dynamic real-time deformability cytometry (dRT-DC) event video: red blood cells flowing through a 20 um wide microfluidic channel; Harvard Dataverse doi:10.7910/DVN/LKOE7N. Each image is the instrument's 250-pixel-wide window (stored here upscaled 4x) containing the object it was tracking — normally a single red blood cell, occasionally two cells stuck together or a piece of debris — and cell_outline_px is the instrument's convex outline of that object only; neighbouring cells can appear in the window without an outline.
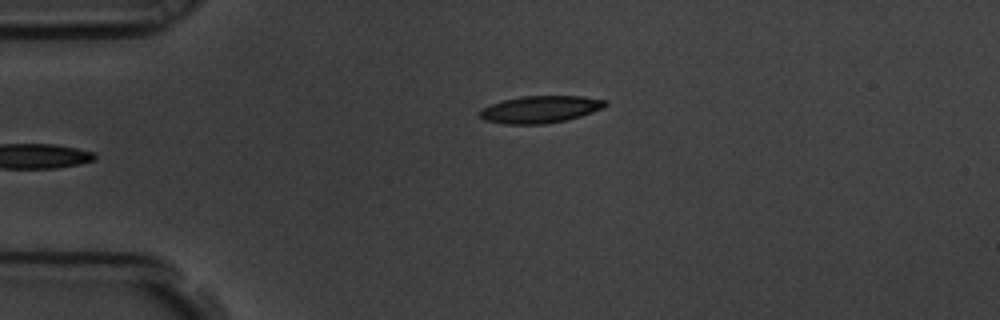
{"species": "common noctule bat (a hibernating species)", "species_latin": "Nyctalus noctula", "temperature_condition": "room temperature", "stored_images_in_passage": 5, "camera_frame_rate_fps": 3000, "um_per_image_px": 0.085, "animal": {"sex": "male", "body_mass_g": 19.5, "forearm_length_mm": 54.6}, "frame": {"image": 1, "passage_image": 5, "time_ms": 1.333, "image_size_px": [1000, 320], "cell_outline_px": [[608, 104], [604, 108], [580, 116], [564, 120], [540, 124], [504, 124], [484, 120], [476, 112], [480, 108], [504, 100], [520, 96], [584, 96], [604, 100]], "centroid_in_image_um": [45.88, 9.29], "position_along_channel_um": 39.1, "area_um2": 19.83}}